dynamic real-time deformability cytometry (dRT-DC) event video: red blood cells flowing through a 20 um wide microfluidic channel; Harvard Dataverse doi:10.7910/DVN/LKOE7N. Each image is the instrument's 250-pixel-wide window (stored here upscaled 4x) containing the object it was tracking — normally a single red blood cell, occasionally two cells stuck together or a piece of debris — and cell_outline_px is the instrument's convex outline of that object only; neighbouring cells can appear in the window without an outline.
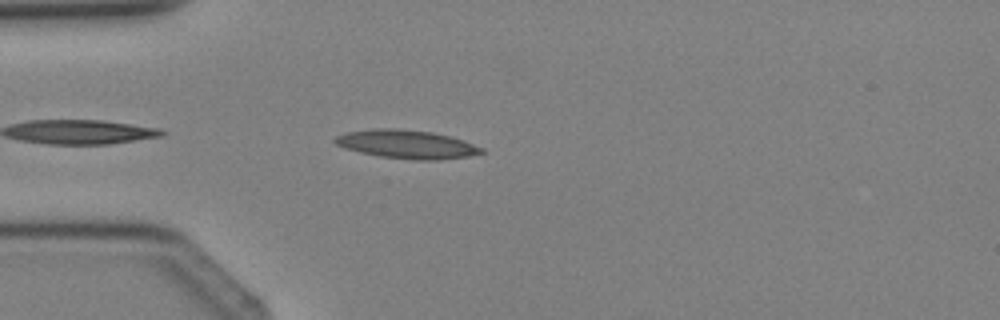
{"species": "Egyptian fruit bat (a non-hibernating species)", "species_latin": "Rousettus aegyptiacus", "temperature_condition": "cold", "stored_images_in_passage": 2, "camera_frame_rate_fps": 3000, "um_per_image_px": 0.085, "animal": {"sex": "female"}, "frame": {"image": 1, "passage_image": 2, "time_ms": 1.333, "image_size_px": [1000, 320], "cell_outline_px": [[484, 152], [468, 156], [436, 160], [416, 160], [380, 156], [360, 152], [336, 144], [332, 140], [336, 136], [348, 132], [372, 128], [396, 128], [432, 132], [452, 136], [464, 140], [484, 148]], "centroid_in_image_um": [34.6, 12.25], "position_along_channel_um": 50.4, "area_um2": 24.28}}